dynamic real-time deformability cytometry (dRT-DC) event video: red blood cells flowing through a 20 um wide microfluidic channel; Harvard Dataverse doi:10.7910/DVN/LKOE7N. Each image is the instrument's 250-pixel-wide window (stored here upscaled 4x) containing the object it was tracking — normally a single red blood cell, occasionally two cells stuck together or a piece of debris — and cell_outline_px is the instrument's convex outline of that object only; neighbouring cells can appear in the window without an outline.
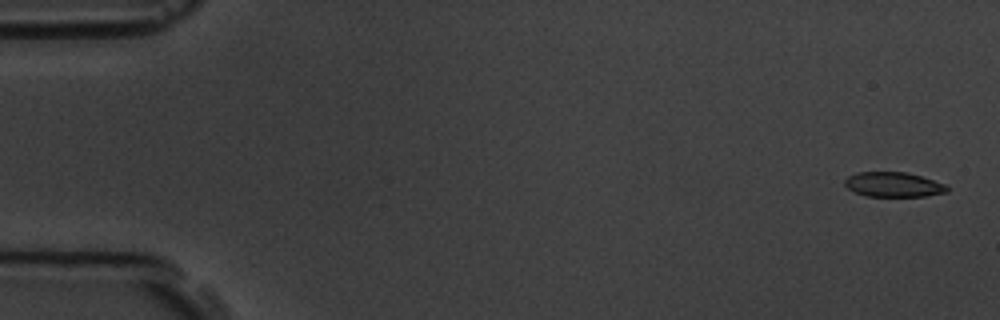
{"species": "common noctule bat (a hibernating species)", "species_latin": "Nyctalus noctula", "temperature_condition": "room temperature", "stored_images_in_passage": 6, "camera_frame_rate_fps": 3000, "um_per_image_px": 0.085, "animal": {"sex": "male", "body_mass_g": 19.5, "forearm_length_mm": 54.6}, "frame": {"image": 1, "passage_image": 1, "time_ms": 0.0, "image_size_px": [1000, 320], "cell_outline_px": [[948, 192], [924, 196], [864, 196], [848, 188], [844, 184], [844, 180], [848, 176], [856, 172], [904, 172], [920, 176], [944, 184], [948, 188]], "centroid_in_image_um": [75.9, 15.69], "position_along_channel_um": 9.1, "area_um2": 14.62}}
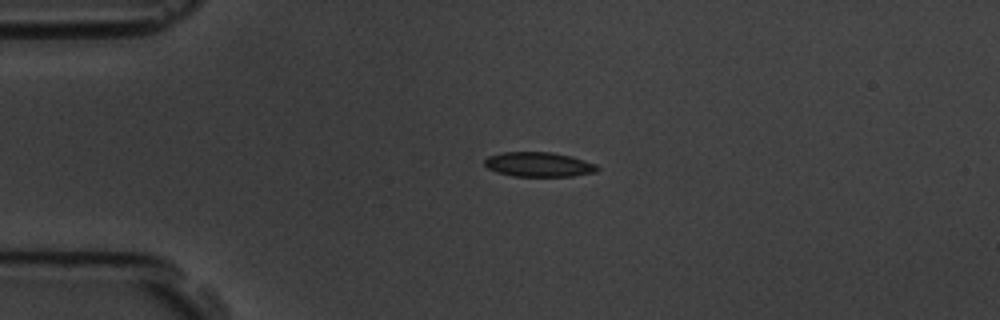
{"frame": {"image": 2, "passage_image": 4, "time_ms": 3.667, "image_size_px": [1000, 320], "cell_outline_px": [[600, 168], [596, 172], [572, 176], [512, 176], [496, 172], [488, 168], [484, 164], [484, 160], [488, 156], [500, 152], [552, 152], [572, 156], [596, 164]], "centroid_in_image_um": [45.79, 13.97], "position_along_channel_um": 39.2, "area_um2": 16.3}}
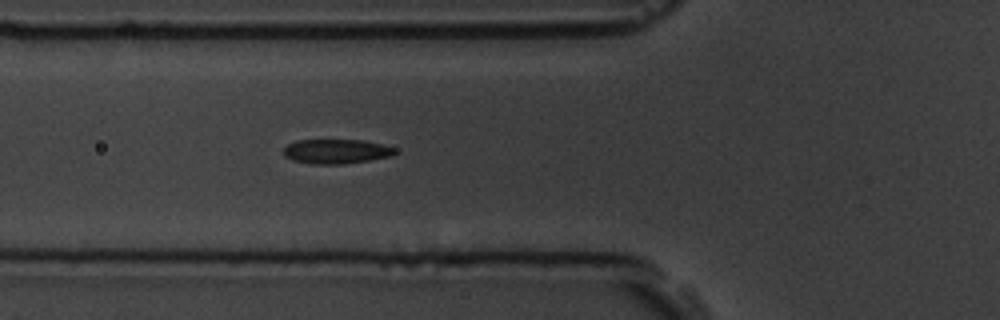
{"frame": {"image": 3, "passage_image": 6, "time_ms": 6.0, "image_size_px": [1000, 320], "cell_outline_px": [[396, 152], [392, 156], [344, 164], [312, 164], [292, 160], [284, 156], [284, 148], [288, 144], [296, 140], [364, 140], [396, 148]], "centroid_in_image_um": [28.57, 12.87], "position_along_channel_um": 97.2, "area_um2": 15.9}}